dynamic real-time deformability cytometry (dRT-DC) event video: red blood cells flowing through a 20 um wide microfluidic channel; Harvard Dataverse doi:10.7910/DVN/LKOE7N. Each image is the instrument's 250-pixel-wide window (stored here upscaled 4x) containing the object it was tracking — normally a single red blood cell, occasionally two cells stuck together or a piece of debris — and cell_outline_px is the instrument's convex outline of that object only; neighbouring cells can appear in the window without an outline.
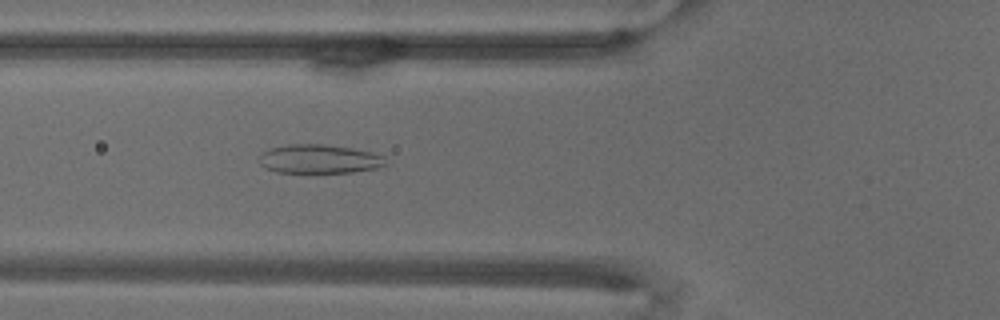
{"species": "common noctule bat (a hibernating species)", "species_latin": "Nyctalus noctula", "temperature_condition": "warm", "stored_images_in_passage": 69, "camera_frame_rate_fps": 3000, "um_per_image_px": 0.085, "animal": {"sex": "male", "body_mass_g": 18.8}, "frame": {"image": 1, "passage_image": 26, "time_ms": 8.333, "image_size_px": [1000, 320], "cell_outline_px": [[388, 164], [376, 168], [352, 172], [276, 172], [264, 168], [260, 164], [260, 152], [268, 148], [288, 144], [324, 144], [352, 148], [372, 152], [384, 156]], "centroid_in_image_um": [27.11, 13.5], "position_along_channel_um": 98.7, "area_um2": 21.44}}
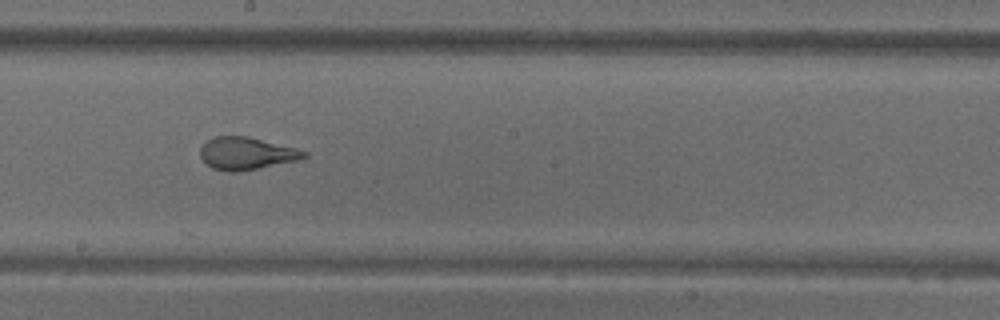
{"frame": {"image": 2, "passage_image": 39, "time_ms": 12.667, "image_size_px": [1000, 320], "cell_outline_px": [[308, 156], [300, 160], [236, 172], [228, 172], [212, 168], [200, 156], [200, 148], [208, 140], [216, 136], [248, 136], [296, 148], [308, 152]], "centroid_in_image_um": [20.97, 13.04], "position_along_channel_um": 227.2, "area_um2": 19.54}}
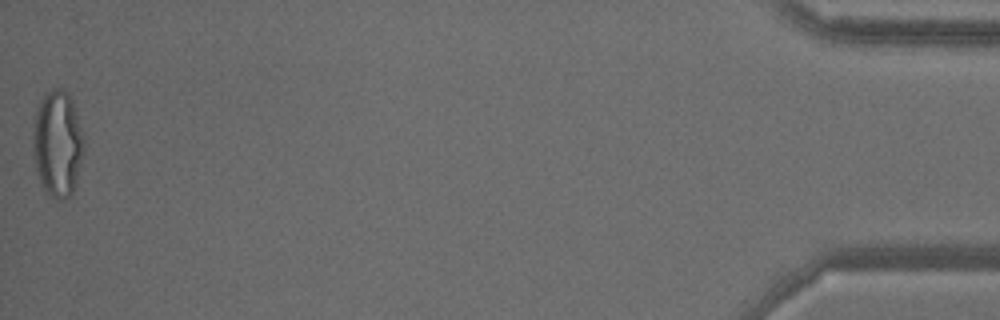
{"frame": {"image": 3, "passage_image": 69, "time_ms": 22.667, "image_size_px": [1000, 320], "cell_outline_px": [[84, 148], [72, 196], [60, 200], [44, 192], [40, 184], [32, 152], [32, 136], [36, 108], [40, 100], [52, 88], [64, 88], [68, 92], [72, 100], [84, 136]], "centroid_in_image_um": [4.87, 12.21], "position_along_channel_um": 430.3, "area_um2": 31.96}}